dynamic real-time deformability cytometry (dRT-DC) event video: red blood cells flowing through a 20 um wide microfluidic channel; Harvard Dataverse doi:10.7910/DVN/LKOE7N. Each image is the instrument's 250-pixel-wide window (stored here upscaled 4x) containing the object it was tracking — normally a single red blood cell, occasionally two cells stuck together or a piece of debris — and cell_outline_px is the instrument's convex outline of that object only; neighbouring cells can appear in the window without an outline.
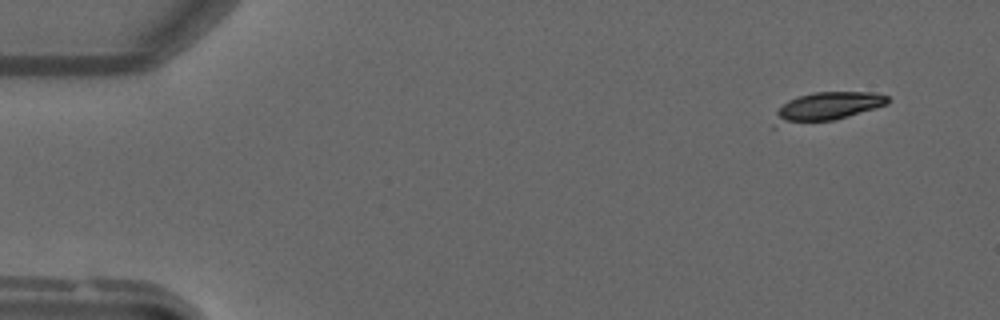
{"species": "common noctule bat (a hibernating species)", "species_latin": "Nyctalus noctula", "temperature_condition": "warm", "stored_images_in_passage": 20, "camera_frame_rate_fps": 3000, "um_per_image_px": 0.085, "animal": {"sex": "male", "forearm_length_mm": 52.5}, "frame": {"image": 1, "passage_image": 1, "time_ms": 0.0, "image_size_px": [1000, 320], "cell_outline_px": [[888, 104], [876, 108], [836, 120], [776, 128], [772, 128], [772, 124], [776, 112], [788, 100], [812, 92], [876, 92], [888, 96]], "centroid_in_image_um": [70.22, 9.12], "position_along_channel_um": 14.8, "area_um2": 19.65}}
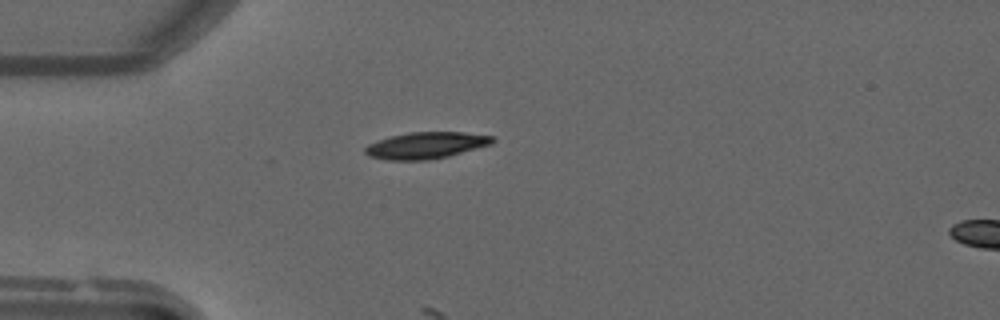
{"frame": {"image": 2, "passage_image": 11, "time_ms": 3.333, "image_size_px": [1000, 320], "cell_outline_px": [[496, 140], [492, 144], [448, 156], [428, 160], [388, 160], [368, 156], [364, 152], [364, 148], [368, 144], [392, 136], [408, 132], [464, 132], [496, 136]], "centroid_in_image_um": [36.25, 12.35], "position_along_channel_um": 48.8, "area_um2": 19.77}}